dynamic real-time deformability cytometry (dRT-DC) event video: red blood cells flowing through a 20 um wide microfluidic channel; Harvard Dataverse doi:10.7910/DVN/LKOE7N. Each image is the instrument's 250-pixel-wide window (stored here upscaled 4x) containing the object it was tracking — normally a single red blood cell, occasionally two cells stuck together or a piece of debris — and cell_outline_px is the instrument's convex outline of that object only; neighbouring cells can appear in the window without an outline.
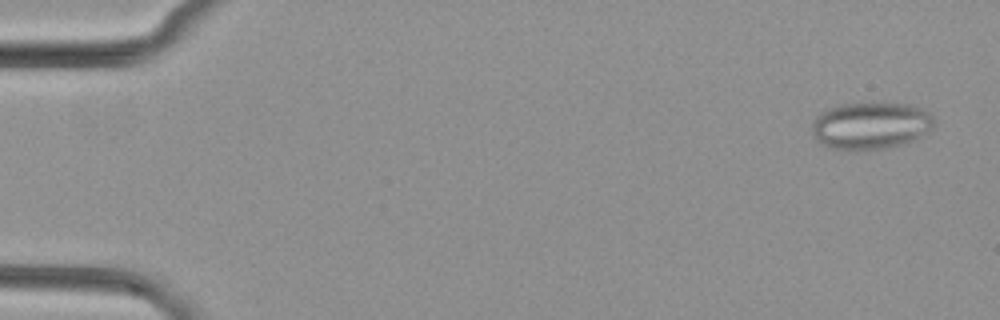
{"species": "common noctule bat (a hibernating species)", "species_latin": "Nyctalus noctula", "temperature_condition": "cold", "stored_images_in_passage": 6, "camera_frame_rate_fps": 3000, "um_per_image_px": 0.085, "animal": {"sex": "female", "body_mass_g": 29.2, "forearm_length_mm": 56.3}, "frame": {"image": 1, "passage_image": 1, "time_ms": 0.0, "image_size_px": [1000, 320], "cell_outline_px": [[932, 128], [928, 132], [912, 140], [900, 144], [884, 148], [832, 148], [816, 140], [812, 136], [812, 120], [820, 112], [828, 108], [840, 104], [908, 104], [924, 108], [932, 116]], "centroid_in_image_um": [73.98, 10.65], "position_along_channel_um": 11.0, "area_um2": 32.83}}